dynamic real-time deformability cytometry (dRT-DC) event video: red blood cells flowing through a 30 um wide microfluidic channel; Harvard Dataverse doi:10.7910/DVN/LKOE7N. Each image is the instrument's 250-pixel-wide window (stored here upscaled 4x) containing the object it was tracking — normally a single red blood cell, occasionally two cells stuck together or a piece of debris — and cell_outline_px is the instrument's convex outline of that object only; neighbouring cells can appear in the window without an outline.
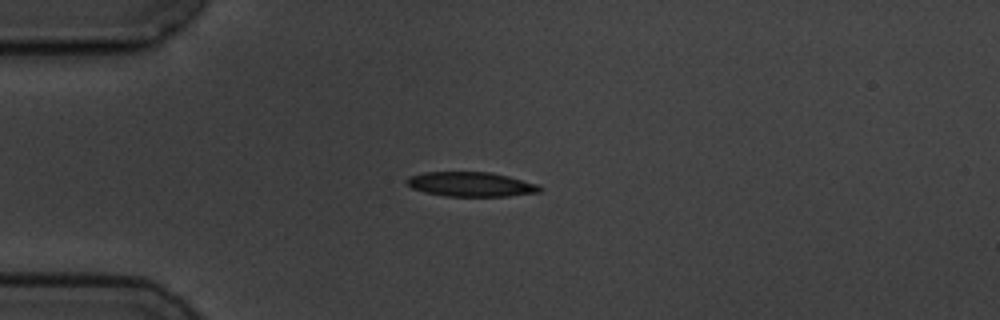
{"species": "common noctule bat (a hibernating species)", "species_latin": "Nyctalus noctula", "temperature_condition": "cold", "stored_images_in_passage": 8, "camera_frame_rate_fps": 3000, "um_per_image_px": 0.085, "animal": {"sex": "male", "body_mass_g": 19.5, "forearm_length_mm": 54.6}, "frame": {"image": 1, "passage_image": 1, "time_ms": 0.0, "image_size_px": [1000, 320], "cell_outline_px": [[544, 188], [540, 192], [508, 196], [444, 196], [424, 192], [412, 188], [404, 180], [408, 176], [424, 172], [492, 172], [540, 184]], "centroid_in_image_um": [40.05, 15.66], "position_along_channel_um": 45.0, "area_um2": 19.25}}
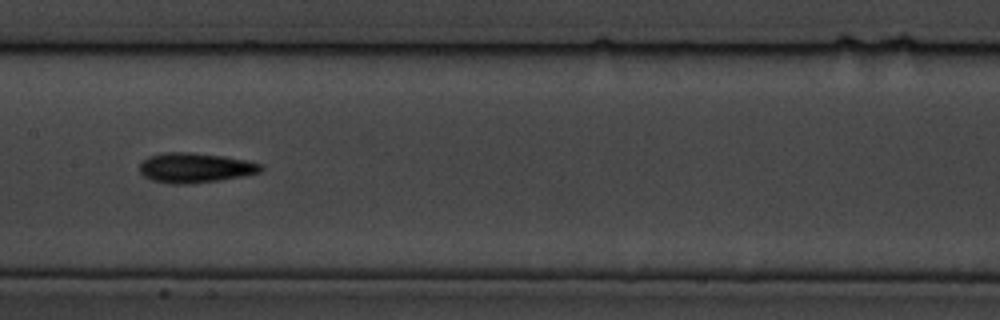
{"frame": {"image": 2, "passage_image": 5, "time_ms": 4.667, "image_size_px": [1000, 320], "cell_outline_px": [[264, 168], [260, 172], [244, 176], [220, 180], [188, 184], [168, 184], [152, 180], [144, 176], [140, 172], [140, 164], [148, 156], [164, 152], [188, 152], [224, 156], [244, 160], [260, 164]], "centroid_in_image_um": [16.56, 14.27], "position_along_channel_um": 190.8, "area_um2": 21.1}}
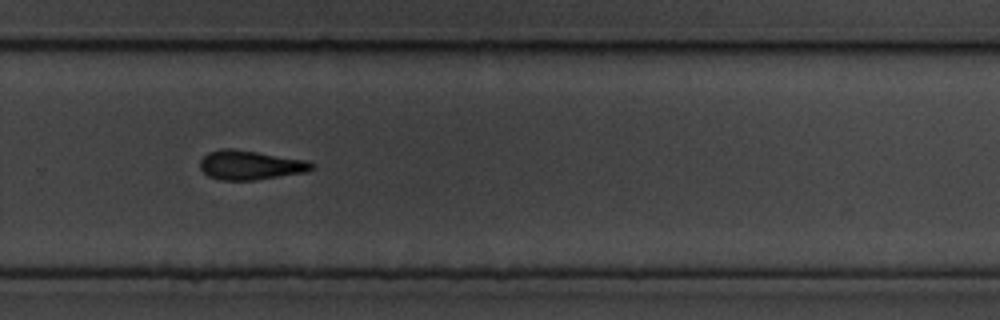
{"frame": {"image": 3, "passage_image": 8, "time_ms": 8.0, "image_size_px": [1000, 320], "cell_outline_px": [[316, 168], [308, 172], [256, 180], [220, 180], [208, 176], [200, 168], [200, 160], [208, 152], [220, 148], [232, 148], [304, 160], [316, 164]], "centroid_in_image_um": [21.28, 14.04], "position_along_channel_um": 308.5, "area_um2": 19.13}}